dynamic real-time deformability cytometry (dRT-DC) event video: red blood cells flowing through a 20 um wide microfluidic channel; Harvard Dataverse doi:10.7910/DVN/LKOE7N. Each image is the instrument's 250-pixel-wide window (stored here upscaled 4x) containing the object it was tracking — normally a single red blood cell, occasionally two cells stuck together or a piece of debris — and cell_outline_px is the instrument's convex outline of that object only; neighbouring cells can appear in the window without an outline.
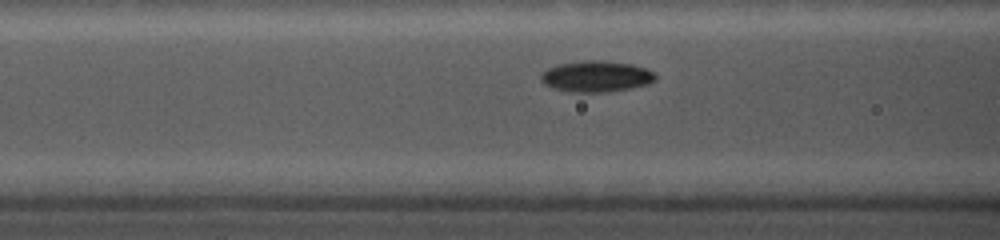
{"species": "common noctule bat (a hibernating species)", "species_latin": "Nyctalus noctula", "temperature_condition": "cold", "stored_images_in_passage": 33, "camera_frame_rate_fps": 5000, "um_per_image_px": 0.085, "animal": {"sex": "female", "body_mass_g": 19.0, "forearm_length_mm": 56.7}, "frame": {"image": 1, "passage_image": 10, "time_ms": 1.8, "image_size_px": [1000, 240], "cell_outline_px": [[656, 80], [648, 84], [608, 92], [568, 92], [552, 88], [544, 84], [540, 80], [540, 76], [548, 68], [560, 64], [584, 60], [604, 60], [632, 64], [644, 68], [652, 72], [656, 76]], "centroid_in_image_um": [50.66, 6.49], "position_along_channel_um": 115.9, "area_um2": 20.75}}
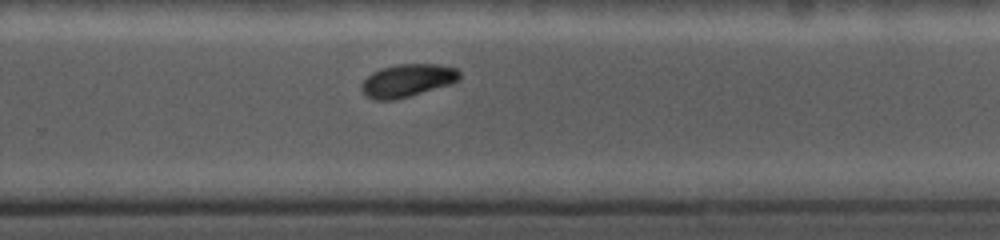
{"frame": {"image": 2, "passage_image": 23, "time_ms": 4.4, "image_size_px": [1000, 240], "cell_outline_px": [[460, 76], [452, 84], [408, 96], [392, 100], [372, 100], [360, 88], [364, 80], [372, 72], [396, 64], [440, 64], [456, 68], [460, 72]], "centroid_in_image_um": [34.64, 6.83], "position_along_channel_um": 295.2, "area_um2": 18.55}}
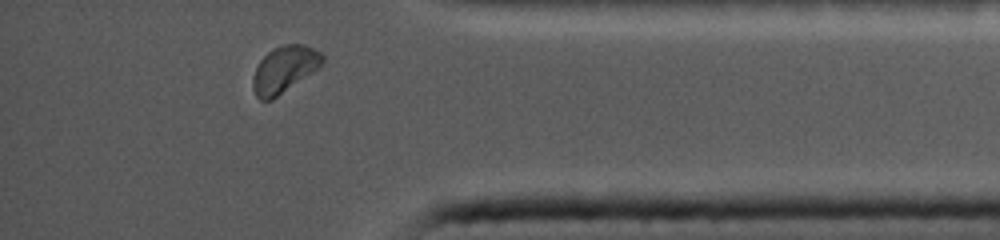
{"frame": {"image": 3, "passage_image": 31, "time_ms": 6.0, "image_size_px": [1000, 240], "cell_outline_px": [[324, 60], [312, 72], [272, 100], [260, 100], [256, 96], [252, 88], [252, 76], [260, 60], [272, 48], [280, 44], [304, 44], [320, 52], [324, 56]], "centroid_in_image_um": [24.12, 5.88], "position_along_channel_um": 411.1, "area_um2": 18.73}}